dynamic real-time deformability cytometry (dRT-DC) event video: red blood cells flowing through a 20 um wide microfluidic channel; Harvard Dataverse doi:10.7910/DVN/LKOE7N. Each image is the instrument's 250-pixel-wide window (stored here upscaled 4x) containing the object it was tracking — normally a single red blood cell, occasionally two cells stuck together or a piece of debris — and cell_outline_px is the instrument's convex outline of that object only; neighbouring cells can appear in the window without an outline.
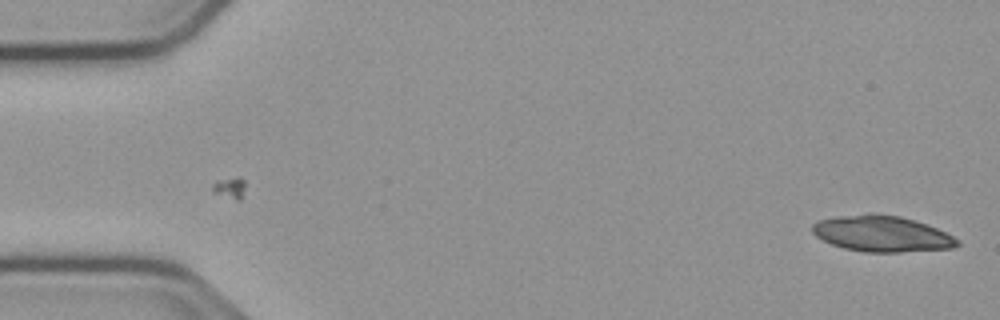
{"species": "common noctule bat (a hibernating species)", "species_latin": "Nyctalus noctula", "temperature_condition": "cold", "stored_images_in_passage": 27, "camera_frame_rate_fps": 3000, "um_per_image_px": 0.085, "animal": {"sex": "male", "body_mass_g": 23.1, "forearm_length_mm": 52.7}, "frame": {"image": 1, "passage_image": 1, "time_ms": 0.0, "image_size_px": [1000, 320], "cell_outline_px": [[960, 244], [952, 248], [900, 252], [864, 252], [844, 248], [832, 244], [816, 236], [812, 232], [812, 224], [816, 220], [836, 216], [872, 212], [900, 216], [936, 228], [960, 240]], "centroid_in_image_um": [74.91, 19.85], "position_along_channel_um": 10.1, "area_um2": 30.46}}
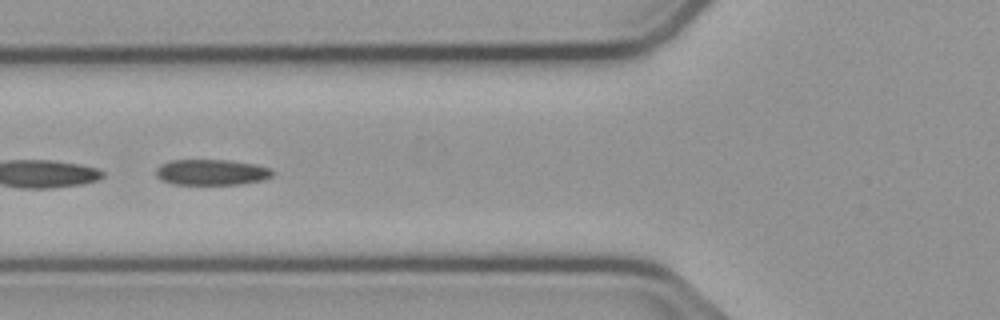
{"frame": {"image": 2, "passage_image": 20, "time_ms": 6.333, "image_size_px": [1000, 320], "cell_outline_px": [[272, 176], [264, 180], [240, 184], [172, 184], [160, 180], [156, 176], [156, 168], [160, 164], [172, 160], [228, 160], [256, 164], [268, 168], [272, 172]], "centroid_in_image_um": [17.94, 14.64], "position_along_channel_um": 107.9, "area_um2": 17.51}}